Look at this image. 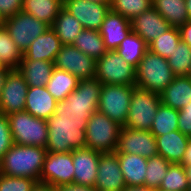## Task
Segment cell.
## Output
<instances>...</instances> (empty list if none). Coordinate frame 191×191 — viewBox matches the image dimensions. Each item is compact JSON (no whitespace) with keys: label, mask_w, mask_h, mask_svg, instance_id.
Masks as SVG:
<instances>
[{"label":"cell","mask_w":191,"mask_h":191,"mask_svg":"<svg viewBox=\"0 0 191 191\" xmlns=\"http://www.w3.org/2000/svg\"><path fill=\"white\" fill-rule=\"evenodd\" d=\"M170 164L164 157L159 155L148 158L144 186L158 189Z\"/></svg>","instance_id":"cell-35"},{"label":"cell","mask_w":191,"mask_h":191,"mask_svg":"<svg viewBox=\"0 0 191 191\" xmlns=\"http://www.w3.org/2000/svg\"><path fill=\"white\" fill-rule=\"evenodd\" d=\"M62 45H73L75 38L84 29L82 24L63 7L51 25Z\"/></svg>","instance_id":"cell-26"},{"label":"cell","mask_w":191,"mask_h":191,"mask_svg":"<svg viewBox=\"0 0 191 191\" xmlns=\"http://www.w3.org/2000/svg\"><path fill=\"white\" fill-rule=\"evenodd\" d=\"M2 25L22 53L27 50L38 36L50 27L48 24L23 11L5 18Z\"/></svg>","instance_id":"cell-9"},{"label":"cell","mask_w":191,"mask_h":191,"mask_svg":"<svg viewBox=\"0 0 191 191\" xmlns=\"http://www.w3.org/2000/svg\"><path fill=\"white\" fill-rule=\"evenodd\" d=\"M74 166L72 152L46 153L40 183L58 188L73 183Z\"/></svg>","instance_id":"cell-11"},{"label":"cell","mask_w":191,"mask_h":191,"mask_svg":"<svg viewBox=\"0 0 191 191\" xmlns=\"http://www.w3.org/2000/svg\"><path fill=\"white\" fill-rule=\"evenodd\" d=\"M73 46L96 61L108 51L98 30L83 29Z\"/></svg>","instance_id":"cell-30"},{"label":"cell","mask_w":191,"mask_h":191,"mask_svg":"<svg viewBox=\"0 0 191 191\" xmlns=\"http://www.w3.org/2000/svg\"><path fill=\"white\" fill-rule=\"evenodd\" d=\"M126 187L115 153H101L96 176L97 191H123Z\"/></svg>","instance_id":"cell-16"},{"label":"cell","mask_w":191,"mask_h":191,"mask_svg":"<svg viewBox=\"0 0 191 191\" xmlns=\"http://www.w3.org/2000/svg\"><path fill=\"white\" fill-rule=\"evenodd\" d=\"M13 144L46 148L48 125L45 119L36 118L27 111H19L7 116Z\"/></svg>","instance_id":"cell-4"},{"label":"cell","mask_w":191,"mask_h":191,"mask_svg":"<svg viewBox=\"0 0 191 191\" xmlns=\"http://www.w3.org/2000/svg\"><path fill=\"white\" fill-rule=\"evenodd\" d=\"M159 188L168 191H190L183 165L171 163Z\"/></svg>","instance_id":"cell-37"},{"label":"cell","mask_w":191,"mask_h":191,"mask_svg":"<svg viewBox=\"0 0 191 191\" xmlns=\"http://www.w3.org/2000/svg\"><path fill=\"white\" fill-rule=\"evenodd\" d=\"M179 164L191 165V137H190L189 142L187 144V148H186V151L183 155V158Z\"/></svg>","instance_id":"cell-45"},{"label":"cell","mask_w":191,"mask_h":191,"mask_svg":"<svg viewBox=\"0 0 191 191\" xmlns=\"http://www.w3.org/2000/svg\"><path fill=\"white\" fill-rule=\"evenodd\" d=\"M132 31L148 45L171 28L170 24L153 7L131 20Z\"/></svg>","instance_id":"cell-18"},{"label":"cell","mask_w":191,"mask_h":191,"mask_svg":"<svg viewBox=\"0 0 191 191\" xmlns=\"http://www.w3.org/2000/svg\"><path fill=\"white\" fill-rule=\"evenodd\" d=\"M190 137L179 130L156 137L158 155L170 163L179 164L186 151Z\"/></svg>","instance_id":"cell-22"},{"label":"cell","mask_w":191,"mask_h":191,"mask_svg":"<svg viewBox=\"0 0 191 191\" xmlns=\"http://www.w3.org/2000/svg\"><path fill=\"white\" fill-rule=\"evenodd\" d=\"M62 44L55 31L49 27L43 34L38 36L23 53L27 61L54 62Z\"/></svg>","instance_id":"cell-20"},{"label":"cell","mask_w":191,"mask_h":191,"mask_svg":"<svg viewBox=\"0 0 191 191\" xmlns=\"http://www.w3.org/2000/svg\"><path fill=\"white\" fill-rule=\"evenodd\" d=\"M180 41L179 29L171 27L153 40L148 46L151 52L167 59L173 54V51L176 50Z\"/></svg>","instance_id":"cell-34"},{"label":"cell","mask_w":191,"mask_h":191,"mask_svg":"<svg viewBox=\"0 0 191 191\" xmlns=\"http://www.w3.org/2000/svg\"><path fill=\"white\" fill-rule=\"evenodd\" d=\"M102 84L135 85L136 68L127 63L115 50L107 51L96 62V75Z\"/></svg>","instance_id":"cell-10"},{"label":"cell","mask_w":191,"mask_h":191,"mask_svg":"<svg viewBox=\"0 0 191 191\" xmlns=\"http://www.w3.org/2000/svg\"><path fill=\"white\" fill-rule=\"evenodd\" d=\"M115 154L126 186H144L148 159L137 154Z\"/></svg>","instance_id":"cell-24"},{"label":"cell","mask_w":191,"mask_h":191,"mask_svg":"<svg viewBox=\"0 0 191 191\" xmlns=\"http://www.w3.org/2000/svg\"><path fill=\"white\" fill-rule=\"evenodd\" d=\"M161 103L165 106L181 110L191 102V78L176 76L173 81L160 93Z\"/></svg>","instance_id":"cell-23"},{"label":"cell","mask_w":191,"mask_h":191,"mask_svg":"<svg viewBox=\"0 0 191 191\" xmlns=\"http://www.w3.org/2000/svg\"><path fill=\"white\" fill-rule=\"evenodd\" d=\"M11 69L7 68V67H3L0 70V96H1V92H2V88L6 79V75L7 73L10 71Z\"/></svg>","instance_id":"cell-47"},{"label":"cell","mask_w":191,"mask_h":191,"mask_svg":"<svg viewBox=\"0 0 191 191\" xmlns=\"http://www.w3.org/2000/svg\"><path fill=\"white\" fill-rule=\"evenodd\" d=\"M63 8L82 24L84 29L100 30L110 4H100L87 0H63Z\"/></svg>","instance_id":"cell-15"},{"label":"cell","mask_w":191,"mask_h":191,"mask_svg":"<svg viewBox=\"0 0 191 191\" xmlns=\"http://www.w3.org/2000/svg\"><path fill=\"white\" fill-rule=\"evenodd\" d=\"M22 58V51L14 43L4 26L0 25V63L3 67L18 69Z\"/></svg>","instance_id":"cell-33"},{"label":"cell","mask_w":191,"mask_h":191,"mask_svg":"<svg viewBox=\"0 0 191 191\" xmlns=\"http://www.w3.org/2000/svg\"><path fill=\"white\" fill-rule=\"evenodd\" d=\"M63 7V0H23L22 11L50 27Z\"/></svg>","instance_id":"cell-27"},{"label":"cell","mask_w":191,"mask_h":191,"mask_svg":"<svg viewBox=\"0 0 191 191\" xmlns=\"http://www.w3.org/2000/svg\"><path fill=\"white\" fill-rule=\"evenodd\" d=\"M178 29L181 41L191 47V20L181 25Z\"/></svg>","instance_id":"cell-43"},{"label":"cell","mask_w":191,"mask_h":191,"mask_svg":"<svg viewBox=\"0 0 191 191\" xmlns=\"http://www.w3.org/2000/svg\"><path fill=\"white\" fill-rule=\"evenodd\" d=\"M135 85L102 84L98 111L124 127Z\"/></svg>","instance_id":"cell-8"},{"label":"cell","mask_w":191,"mask_h":191,"mask_svg":"<svg viewBox=\"0 0 191 191\" xmlns=\"http://www.w3.org/2000/svg\"><path fill=\"white\" fill-rule=\"evenodd\" d=\"M114 153L137 154L147 159L157 156L156 137L150 131L122 127Z\"/></svg>","instance_id":"cell-14"},{"label":"cell","mask_w":191,"mask_h":191,"mask_svg":"<svg viewBox=\"0 0 191 191\" xmlns=\"http://www.w3.org/2000/svg\"><path fill=\"white\" fill-rule=\"evenodd\" d=\"M154 191H168V190H163L161 188H158V189H154Z\"/></svg>","instance_id":"cell-52"},{"label":"cell","mask_w":191,"mask_h":191,"mask_svg":"<svg viewBox=\"0 0 191 191\" xmlns=\"http://www.w3.org/2000/svg\"><path fill=\"white\" fill-rule=\"evenodd\" d=\"M188 19L191 20V0H185Z\"/></svg>","instance_id":"cell-50"},{"label":"cell","mask_w":191,"mask_h":191,"mask_svg":"<svg viewBox=\"0 0 191 191\" xmlns=\"http://www.w3.org/2000/svg\"><path fill=\"white\" fill-rule=\"evenodd\" d=\"M96 62L73 45H62L54 66L75 75L79 80H84L95 78Z\"/></svg>","instance_id":"cell-12"},{"label":"cell","mask_w":191,"mask_h":191,"mask_svg":"<svg viewBox=\"0 0 191 191\" xmlns=\"http://www.w3.org/2000/svg\"><path fill=\"white\" fill-rule=\"evenodd\" d=\"M46 148L39 146H13L0 160V173L6 176L27 177L40 182Z\"/></svg>","instance_id":"cell-2"},{"label":"cell","mask_w":191,"mask_h":191,"mask_svg":"<svg viewBox=\"0 0 191 191\" xmlns=\"http://www.w3.org/2000/svg\"><path fill=\"white\" fill-rule=\"evenodd\" d=\"M54 68V62L43 60L27 61L23 57L18 71L23 75L29 87H41L46 86Z\"/></svg>","instance_id":"cell-25"},{"label":"cell","mask_w":191,"mask_h":191,"mask_svg":"<svg viewBox=\"0 0 191 191\" xmlns=\"http://www.w3.org/2000/svg\"><path fill=\"white\" fill-rule=\"evenodd\" d=\"M57 102L45 86L29 87L26 95L25 111L36 118L47 120L55 113Z\"/></svg>","instance_id":"cell-21"},{"label":"cell","mask_w":191,"mask_h":191,"mask_svg":"<svg viewBox=\"0 0 191 191\" xmlns=\"http://www.w3.org/2000/svg\"><path fill=\"white\" fill-rule=\"evenodd\" d=\"M152 4L171 27L179 28L189 21L185 0H152Z\"/></svg>","instance_id":"cell-29"},{"label":"cell","mask_w":191,"mask_h":191,"mask_svg":"<svg viewBox=\"0 0 191 191\" xmlns=\"http://www.w3.org/2000/svg\"><path fill=\"white\" fill-rule=\"evenodd\" d=\"M131 31V21L112 10L106 14L99 30L108 51L116 50Z\"/></svg>","instance_id":"cell-19"},{"label":"cell","mask_w":191,"mask_h":191,"mask_svg":"<svg viewBox=\"0 0 191 191\" xmlns=\"http://www.w3.org/2000/svg\"><path fill=\"white\" fill-rule=\"evenodd\" d=\"M23 0H0V16L5 19L22 11Z\"/></svg>","instance_id":"cell-42"},{"label":"cell","mask_w":191,"mask_h":191,"mask_svg":"<svg viewBox=\"0 0 191 191\" xmlns=\"http://www.w3.org/2000/svg\"><path fill=\"white\" fill-rule=\"evenodd\" d=\"M175 77L167 59L148 50L136 68L135 86L160 94Z\"/></svg>","instance_id":"cell-3"},{"label":"cell","mask_w":191,"mask_h":191,"mask_svg":"<svg viewBox=\"0 0 191 191\" xmlns=\"http://www.w3.org/2000/svg\"><path fill=\"white\" fill-rule=\"evenodd\" d=\"M152 7V0H111L110 3V10L130 21Z\"/></svg>","instance_id":"cell-38"},{"label":"cell","mask_w":191,"mask_h":191,"mask_svg":"<svg viewBox=\"0 0 191 191\" xmlns=\"http://www.w3.org/2000/svg\"><path fill=\"white\" fill-rule=\"evenodd\" d=\"M167 62L175 76H188L191 68V47L180 41Z\"/></svg>","instance_id":"cell-36"},{"label":"cell","mask_w":191,"mask_h":191,"mask_svg":"<svg viewBox=\"0 0 191 191\" xmlns=\"http://www.w3.org/2000/svg\"><path fill=\"white\" fill-rule=\"evenodd\" d=\"M185 168L186 178L188 179V186L191 190V165H183Z\"/></svg>","instance_id":"cell-49"},{"label":"cell","mask_w":191,"mask_h":191,"mask_svg":"<svg viewBox=\"0 0 191 191\" xmlns=\"http://www.w3.org/2000/svg\"><path fill=\"white\" fill-rule=\"evenodd\" d=\"M48 141L46 150L53 153L72 152L86 147L87 123L46 121Z\"/></svg>","instance_id":"cell-6"},{"label":"cell","mask_w":191,"mask_h":191,"mask_svg":"<svg viewBox=\"0 0 191 191\" xmlns=\"http://www.w3.org/2000/svg\"><path fill=\"white\" fill-rule=\"evenodd\" d=\"M179 110L161 103L153 118L150 132L155 136L167 134L178 129Z\"/></svg>","instance_id":"cell-32"},{"label":"cell","mask_w":191,"mask_h":191,"mask_svg":"<svg viewBox=\"0 0 191 191\" xmlns=\"http://www.w3.org/2000/svg\"><path fill=\"white\" fill-rule=\"evenodd\" d=\"M87 1H90V2H96V3H100V4H110L111 3V0H87Z\"/></svg>","instance_id":"cell-51"},{"label":"cell","mask_w":191,"mask_h":191,"mask_svg":"<svg viewBox=\"0 0 191 191\" xmlns=\"http://www.w3.org/2000/svg\"><path fill=\"white\" fill-rule=\"evenodd\" d=\"M161 104L160 94L135 87L132 92L126 128L150 131Z\"/></svg>","instance_id":"cell-7"},{"label":"cell","mask_w":191,"mask_h":191,"mask_svg":"<svg viewBox=\"0 0 191 191\" xmlns=\"http://www.w3.org/2000/svg\"><path fill=\"white\" fill-rule=\"evenodd\" d=\"M79 81L75 75L55 67L45 87L57 101H61L77 88Z\"/></svg>","instance_id":"cell-28"},{"label":"cell","mask_w":191,"mask_h":191,"mask_svg":"<svg viewBox=\"0 0 191 191\" xmlns=\"http://www.w3.org/2000/svg\"><path fill=\"white\" fill-rule=\"evenodd\" d=\"M122 126L96 111L88 119L85 136L86 148L100 153H114L117 150Z\"/></svg>","instance_id":"cell-5"},{"label":"cell","mask_w":191,"mask_h":191,"mask_svg":"<svg viewBox=\"0 0 191 191\" xmlns=\"http://www.w3.org/2000/svg\"><path fill=\"white\" fill-rule=\"evenodd\" d=\"M3 18L0 16V25H2L3 24Z\"/></svg>","instance_id":"cell-53"},{"label":"cell","mask_w":191,"mask_h":191,"mask_svg":"<svg viewBox=\"0 0 191 191\" xmlns=\"http://www.w3.org/2000/svg\"><path fill=\"white\" fill-rule=\"evenodd\" d=\"M178 129L191 137V102L179 110Z\"/></svg>","instance_id":"cell-41"},{"label":"cell","mask_w":191,"mask_h":191,"mask_svg":"<svg viewBox=\"0 0 191 191\" xmlns=\"http://www.w3.org/2000/svg\"><path fill=\"white\" fill-rule=\"evenodd\" d=\"M100 154L86 147L72 151L74 184L95 187Z\"/></svg>","instance_id":"cell-17"},{"label":"cell","mask_w":191,"mask_h":191,"mask_svg":"<svg viewBox=\"0 0 191 191\" xmlns=\"http://www.w3.org/2000/svg\"><path fill=\"white\" fill-rule=\"evenodd\" d=\"M12 146L13 139L8 117L0 114V160Z\"/></svg>","instance_id":"cell-40"},{"label":"cell","mask_w":191,"mask_h":191,"mask_svg":"<svg viewBox=\"0 0 191 191\" xmlns=\"http://www.w3.org/2000/svg\"><path fill=\"white\" fill-rule=\"evenodd\" d=\"M32 191H58L56 187L38 182Z\"/></svg>","instance_id":"cell-46"},{"label":"cell","mask_w":191,"mask_h":191,"mask_svg":"<svg viewBox=\"0 0 191 191\" xmlns=\"http://www.w3.org/2000/svg\"><path fill=\"white\" fill-rule=\"evenodd\" d=\"M57 190L58 191H97L94 187L84 186V185H79L74 183L59 186Z\"/></svg>","instance_id":"cell-44"},{"label":"cell","mask_w":191,"mask_h":191,"mask_svg":"<svg viewBox=\"0 0 191 191\" xmlns=\"http://www.w3.org/2000/svg\"><path fill=\"white\" fill-rule=\"evenodd\" d=\"M123 191H154L146 186H126Z\"/></svg>","instance_id":"cell-48"},{"label":"cell","mask_w":191,"mask_h":191,"mask_svg":"<svg viewBox=\"0 0 191 191\" xmlns=\"http://www.w3.org/2000/svg\"><path fill=\"white\" fill-rule=\"evenodd\" d=\"M37 180L27 177L6 176L0 173V191H32Z\"/></svg>","instance_id":"cell-39"},{"label":"cell","mask_w":191,"mask_h":191,"mask_svg":"<svg viewBox=\"0 0 191 191\" xmlns=\"http://www.w3.org/2000/svg\"><path fill=\"white\" fill-rule=\"evenodd\" d=\"M102 83L97 78L80 80L66 99L58 101L55 113L46 121L87 123L98 111Z\"/></svg>","instance_id":"cell-1"},{"label":"cell","mask_w":191,"mask_h":191,"mask_svg":"<svg viewBox=\"0 0 191 191\" xmlns=\"http://www.w3.org/2000/svg\"><path fill=\"white\" fill-rule=\"evenodd\" d=\"M148 50V44L139 35L131 31L115 51L127 63L137 68Z\"/></svg>","instance_id":"cell-31"},{"label":"cell","mask_w":191,"mask_h":191,"mask_svg":"<svg viewBox=\"0 0 191 191\" xmlns=\"http://www.w3.org/2000/svg\"><path fill=\"white\" fill-rule=\"evenodd\" d=\"M28 88L18 69H11L6 75L0 96V114L8 116L24 111Z\"/></svg>","instance_id":"cell-13"},{"label":"cell","mask_w":191,"mask_h":191,"mask_svg":"<svg viewBox=\"0 0 191 191\" xmlns=\"http://www.w3.org/2000/svg\"><path fill=\"white\" fill-rule=\"evenodd\" d=\"M188 76L191 78V68H190V72H189Z\"/></svg>","instance_id":"cell-54"}]
</instances>
